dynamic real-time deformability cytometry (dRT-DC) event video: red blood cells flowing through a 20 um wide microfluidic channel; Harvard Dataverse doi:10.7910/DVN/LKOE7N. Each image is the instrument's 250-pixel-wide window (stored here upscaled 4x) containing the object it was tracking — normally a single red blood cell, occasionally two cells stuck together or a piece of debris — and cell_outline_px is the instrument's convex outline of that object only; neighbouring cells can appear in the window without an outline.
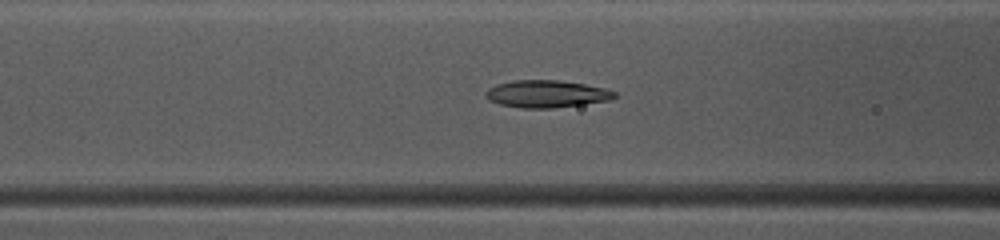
{"species": "common noctule bat (a hibernating species)", "species_latin": "Nyctalus noctula", "temperature_condition": "warm", "stored_images_in_passage": 45, "camera_frame_rate_fps": 3000, "um_per_image_px": 0.085, "animal": {"sex": "female", "body_mass_g": 10.0, "forearm_length_mm": 53.1}, "frame": {"image": 1, "passage_image": 16, "time_ms": 5.0, "image_size_px": [1000, 240], "cell_outline_px": [[616, 96], [608, 100], [552, 108], [520, 108], [500, 104], [488, 100], [484, 96], [484, 92], [488, 88], [496, 84], [516, 80], [556, 80], [584, 84], [604, 88], [616, 92]], "centroid_in_image_um": [46.38, 7.98], "position_along_channel_um": 120.2, "area_um2": 20.35}}
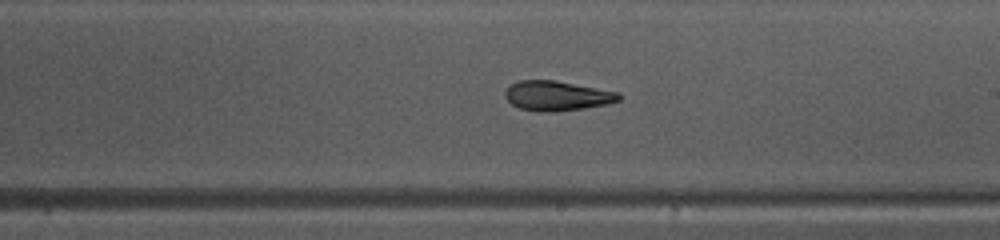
{"frame": {"image": 2, "passage_image": 25, "time_ms": 8.0, "image_size_px": [1000, 240], "cell_outline_px": [[620, 100], [608, 104], [584, 108], [552, 112], [540, 112], [520, 108], [512, 104], [504, 96], [504, 92], [512, 84], [520, 80], [556, 80], [620, 92]], "centroid_in_image_um": [47.36, 8.14], "position_along_channel_um": 241.6, "area_um2": 19.77}}
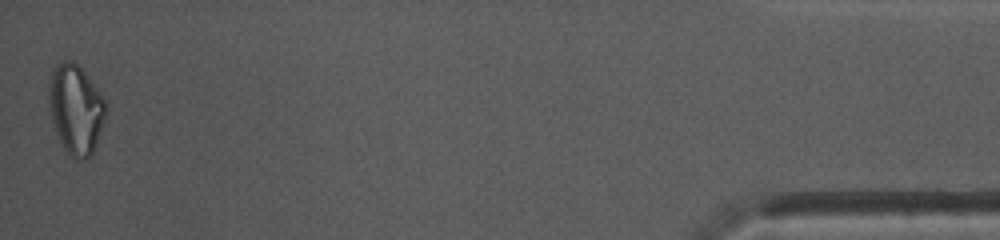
{"frame": {"image": 3, "passage_image": 45, "time_ms": 14.667, "image_size_px": [1000, 240], "cell_outline_px": [[108, 108], [92, 156], [84, 160], [76, 160], [64, 148], [56, 132], [52, 120], [48, 104], [48, 84], [52, 72], [56, 64], [64, 60], [72, 60], [84, 72], [104, 96], [108, 104]], "centroid_in_image_um": [6.45, 9.28], "position_along_channel_um": 428.7, "area_um2": 29.94}, "authors_computed_cell_mechanics": {"area_um2": 20.2878, "velocity_mm_per_s": 4.0411, "shape_relaxation_time_tau1_ms": 3.6782, "shape_relaxation_time_tau2_ms": 5.3068, "deformation_change_tau1": 0.1509, "deformation_change_tau2": 0.1052}}